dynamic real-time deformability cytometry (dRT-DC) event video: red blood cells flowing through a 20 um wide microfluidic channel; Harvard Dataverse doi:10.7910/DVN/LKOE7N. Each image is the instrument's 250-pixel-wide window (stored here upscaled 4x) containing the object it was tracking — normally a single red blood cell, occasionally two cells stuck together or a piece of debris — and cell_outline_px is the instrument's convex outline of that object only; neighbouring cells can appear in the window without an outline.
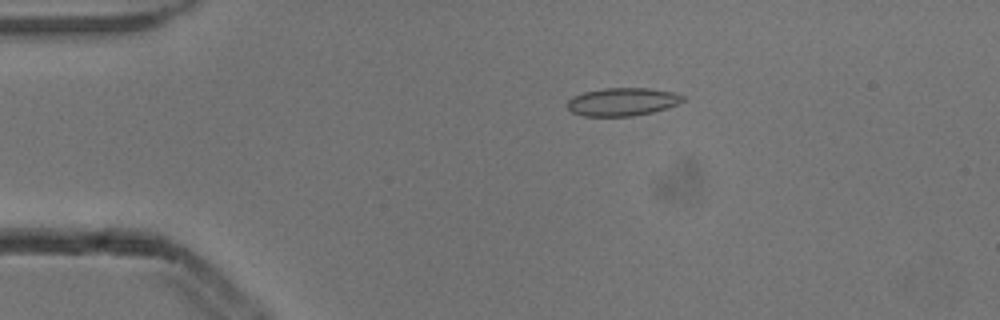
{"species": "common noctule bat (a hibernating species)", "species_latin": "Nyctalus noctula", "temperature_condition": "cold", "stored_images_in_passage": 6, "camera_frame_rate_fps": 3000, "um_per_image_px": 0.085, "animal": {"sex": "male", "body_mass_g": 13.3}, "frame": {"image": 1, "passage_image": 3, "time_ms": 0.667, "image_size_px": [1000, 320], "cell_outline_px": [[684, 100], [676, 104], [652, 112], [632, 116], [584, 116], [572, 112], [564, 104], [572, 96], [584, 92], [604, 88], [648, 88], [672, 92], [684, 96]], "centroid_in_image_um": [52.84, 8.65], "position_along_channel_um": 32.2, "area_um2": 18.79}}
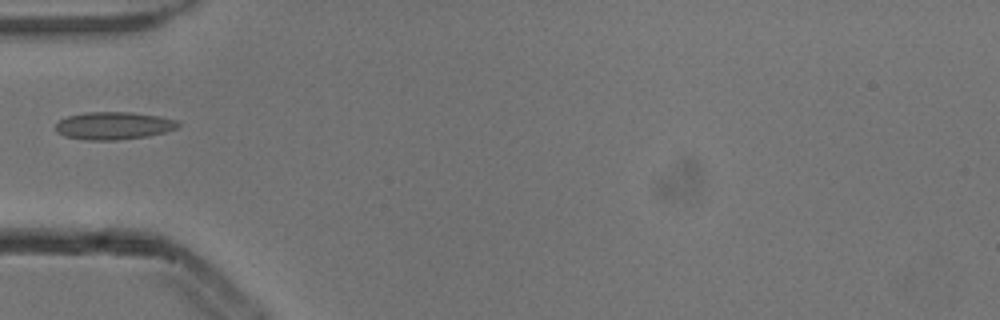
{"frame": {"image": 2, "passage_image": 5, "time_ms": 1.333, "image_size_px": [1000, 320], "cell_outline_px": [[180, 124], [176, 128], [164, 132], [148, 136], [120, 140], [84, 140], [64, 136], [56, 132], [56, 124], [60, 120], [68, 116], [84, 112], [132, 112], [160, 116], [176, 120]], "centroid_in_image_um": [9.64, 10.68], "position_along_channel_um": 75.4, "area_um2": 19.83}}
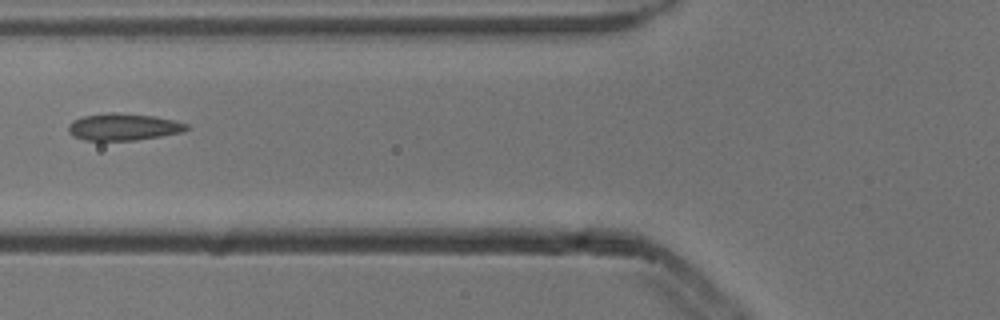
{"frame": {"image": 3, "passage_image": 6, "time_ms": 1.667, "image_size_px": [1000, 320], "cell_outline_px": [[188, 128], [184, 132], [136, 140], [84, 140], [72, 136], [68, 132], [68, 124], [72, 120], [84, 116], [108, 112], [112, 112], [156, 116], [188, 124]], "centroid_in_image_um": [10.46, 10.78], "position_along_channel_um": 115.3, "area_um2": 18.61}}